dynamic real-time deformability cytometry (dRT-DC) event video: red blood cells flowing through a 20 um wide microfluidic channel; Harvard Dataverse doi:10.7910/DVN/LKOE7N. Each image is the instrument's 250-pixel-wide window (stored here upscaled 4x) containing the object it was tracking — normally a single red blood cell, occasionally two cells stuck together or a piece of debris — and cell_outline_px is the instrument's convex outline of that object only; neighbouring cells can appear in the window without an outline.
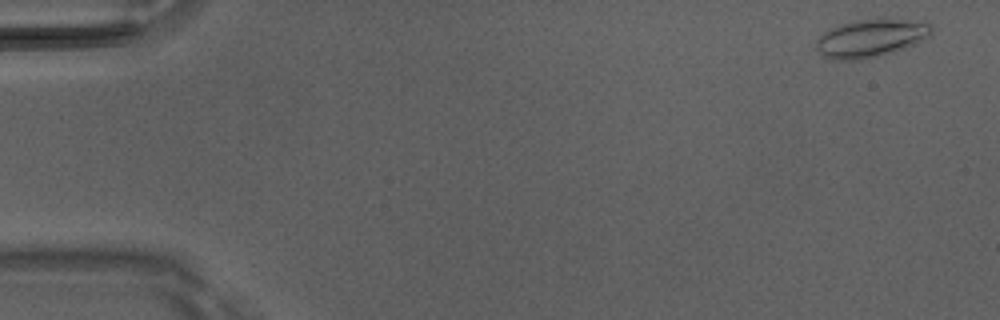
{"species": "Egyptian fruit bat (a non-hibernating species)", "species_latin": "Rousettus aegyptiacus", "temperature_condition": "room temperature", "stored_images_in_passage": 5, "camera_frame_rate_fps": 3000, "um_per_image_px": 0.085, "animal": {"sex": "male"}, "frame": {"image": 1, "passage_image": 1, "time_ms": 0.0, "image_size_px": [1000, 320], "cell_outline_px": [[932, 36], [904, 48], [892, 52], [860, 60], [840, 60], [824, 56], [812, 48], [816, 40], [824, 32], [832, 28], [856, 20], [884, 16], [892, 16], [932, 24]], "centroid_in_image_um": [74.04, 3.2], "position_along_channel_um": 11.0, "area_um2": 26.07}}